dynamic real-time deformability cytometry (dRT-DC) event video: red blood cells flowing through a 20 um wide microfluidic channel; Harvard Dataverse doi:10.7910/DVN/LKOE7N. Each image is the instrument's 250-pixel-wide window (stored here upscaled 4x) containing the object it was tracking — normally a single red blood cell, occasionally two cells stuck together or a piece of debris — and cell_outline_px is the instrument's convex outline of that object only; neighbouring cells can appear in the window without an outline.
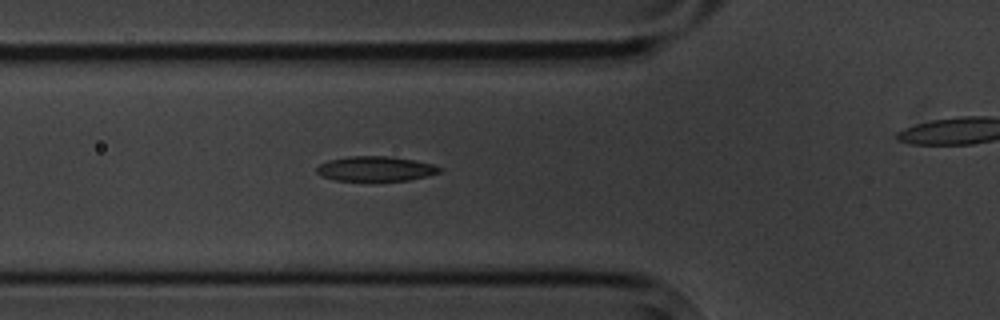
{"species": "common noctule bat (a hibernating species)", "species_latin": "Nyctalus noctula", "temperature_condition": "cold", "stored_images_in_passage": 3, "segment_of_instrument_passage": [1, 2], "camera_frame_rate_fps": 3000, "um_per_image_px": 0.085, "animal": {"sex": "male", "body_mass_g": 20.1, "forearm_length_mm": 53.5}, "frame": {"image": 1, "passage_image": 2, "time_ms": 1.0, "image_size_px": [1000, 320], "cell_outline_px": [[444, 168], [440, 172], [428, 176], [408, 180], [336, 180], [324, 176], [316, 172], [316, 168], [320, 164], [328, 160], [348, 156], [392, 156], [432, 164]], "centroid_in_image_um": [31.95, 14.33], "position_along_channel_um": 93.9, "area_um2": 17.63}}